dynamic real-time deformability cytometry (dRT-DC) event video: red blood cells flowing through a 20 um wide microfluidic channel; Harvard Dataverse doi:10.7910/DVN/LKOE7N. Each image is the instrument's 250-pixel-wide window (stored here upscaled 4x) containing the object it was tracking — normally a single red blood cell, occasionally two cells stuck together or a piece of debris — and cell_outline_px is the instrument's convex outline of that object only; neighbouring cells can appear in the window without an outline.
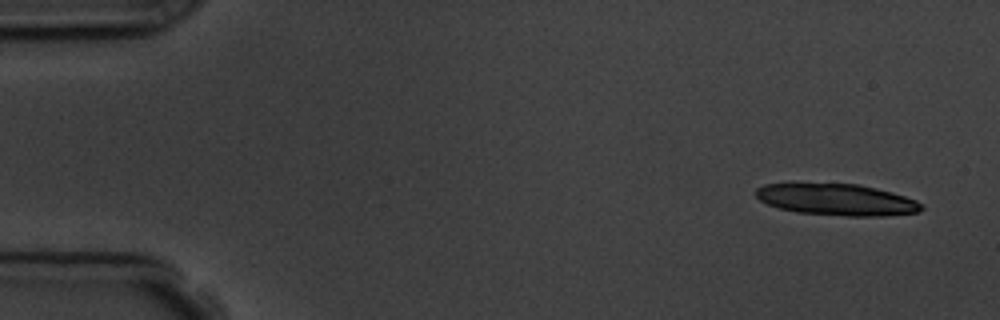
{"species": "common noctule bat (a hibernating species)", "species_latin": "Nyctalus noctula", "temperature_condition": "room temperature", "stored_images_in_passage": 6, "camera_frame_rate_fps": 3000, "um_per_image_px": 0.085, "animal": {"sex": "male", "body_mass_g": 19.5, "forearm_length_mm": 54.6}, "frame": {"image": 1, "passage_image": 1, "time_ms": 0.0, "image_size_px": [1000, 320], "cell_outline_px": [[924, 208], [916, 212], [888, 216], [848, 216], [796, 212], [780, 208], [768, 204], [760, 200], [756, 196], [756, 188], [764, 184], [860, 184], [892, 192], [916, 200]], "centroid_in_image_um": [71.14, 16.97], "position_along_channel_um": 13.9, "area_um2": 30.17}}